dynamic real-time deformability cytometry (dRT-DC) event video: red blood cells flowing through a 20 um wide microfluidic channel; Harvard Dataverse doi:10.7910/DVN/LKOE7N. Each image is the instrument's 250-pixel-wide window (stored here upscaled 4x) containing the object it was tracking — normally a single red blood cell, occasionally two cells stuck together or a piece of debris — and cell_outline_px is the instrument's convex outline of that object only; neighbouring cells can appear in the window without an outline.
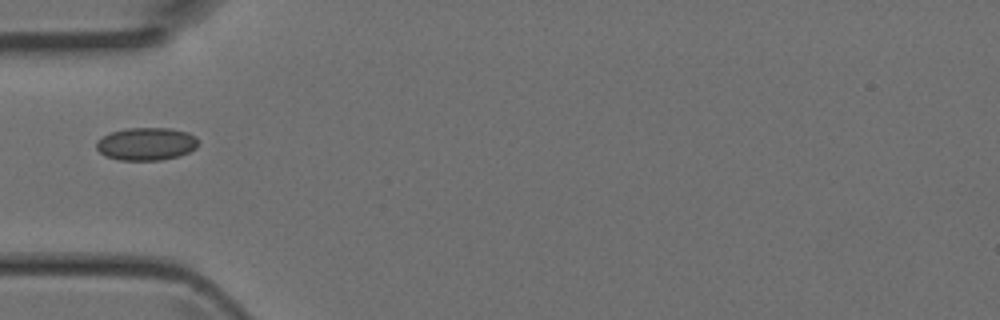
{"species": "Egyptian fruit bat (a non-hibernating species)", "species_latin": "Rousettus aegyptiacus", "temperature_condition": "room temperature", "stored_images_in_passage": 3, "camera_frame_rate_fps": 3000, "um_per_image_px": 0.085, "animal": {"sex": "female"}, "frame": {"image": 1, "passage_image": 2, "time_ms": 0.333, "image_size_px": [1000, 320], "cell_outline_px": [[196, 148], [188, 152], [176, 156], [160, 160], [120, 160], [104, 156], [96, 148], [96, 140], [112, 132], [128, 128], [168, 128], [188, 132], [196, 136]], "centroid_in_image_um": [12.41, 12.23], "position_along_channel_um": 72.6, "area_um2": 19.31}}
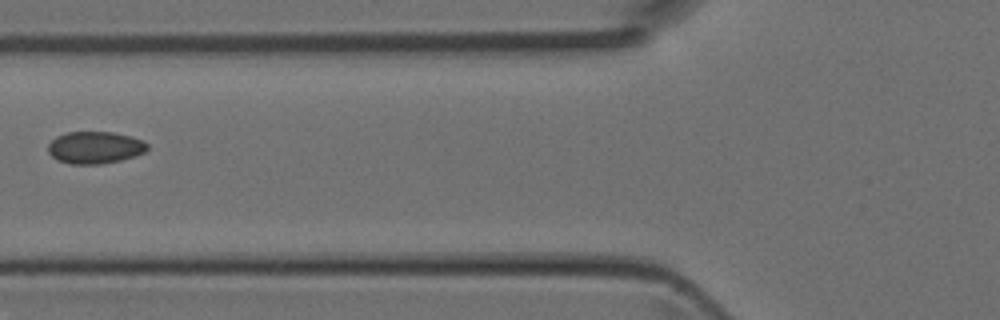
{"frame": {"image": 2, "passage_image": 3, "time_ms": 0.667, "image_size_px": [1000, 320], "cell_outline_px": [[148, 148], [144, 152], [120, 160], [100, 164], [68, 164], [56, 160], [48, 152], [48, 144], [56, 136], [68, 132], [112, 132], [144, 140], [148, 144]], "centroid_in_image_um": [8.04, 12.54], "position_along_channel_um": 117.8, "area_um2": 18.55}}